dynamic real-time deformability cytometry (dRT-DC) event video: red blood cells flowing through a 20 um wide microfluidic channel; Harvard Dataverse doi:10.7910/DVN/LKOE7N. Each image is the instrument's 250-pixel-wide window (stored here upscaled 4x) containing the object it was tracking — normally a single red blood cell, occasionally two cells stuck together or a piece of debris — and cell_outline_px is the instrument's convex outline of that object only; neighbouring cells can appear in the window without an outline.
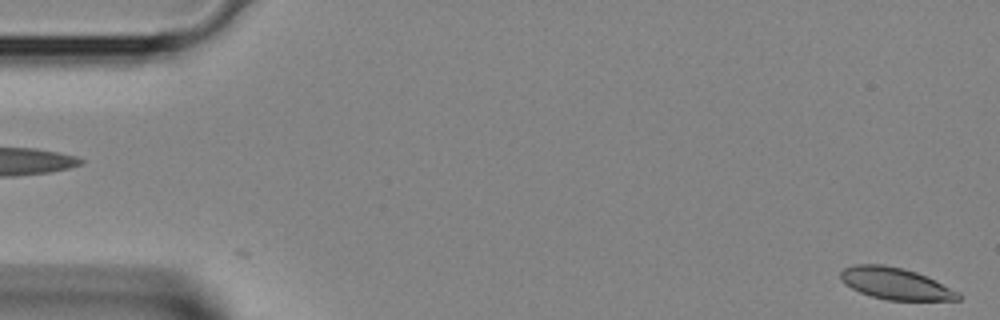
{"species": "Egyptian fruit bat (a non-hibernating species)", "species_latin": "Rousettus aegyptiacus", "temperature_condition": "room temperature", "stored_images_in_passage": 7, "segment_of_instrument_passage": [2, 2], "camera_frame_rate_fps": 3000, "um_per_image_px": 0.085, "animal": {"sex": "female"}, "frame": {"image": 1, "passage_image": 7, "time_ms": 2.0, "image_size_px": [1000, 320], "cell_outline_px": [[960, 300], [888, 300], [872, 296], [860, 292], [844, 284], [840, 280], [840, 272], [844, 268], [856, 264], [884, 264], [916, 272], [960, 292]], "centroid_in_image_um": [76.08, 24.1], "position_along_channel_um": 8.9, "area_um2": 21.56}}